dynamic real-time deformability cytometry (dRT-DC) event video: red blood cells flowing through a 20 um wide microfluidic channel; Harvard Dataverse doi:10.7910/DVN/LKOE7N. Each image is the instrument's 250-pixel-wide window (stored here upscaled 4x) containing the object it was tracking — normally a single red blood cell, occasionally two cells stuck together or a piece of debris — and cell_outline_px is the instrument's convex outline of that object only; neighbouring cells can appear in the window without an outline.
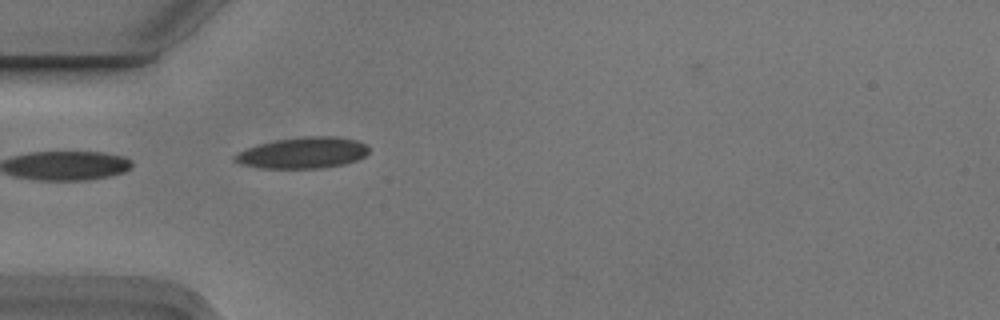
{"species": "Egyptian fruit bat (a non-hibernating species)", "species_latin": "Rousettus aegyptiacus", "temperature_condition": "cold", "stored_images_in_passage": 5, "camera_frame_rate_fps": 3000, "um_per_image_px": 0.085, "animal": {"sex": "male"}, "frame": {"image": 1, "passage_image": 5, "time_ms": 1.333, "image_size_px": [1000, 320], "cell_outline_px": [[368, 152], [364, 156], [356, 160], [344, 164], [320, 168], [260, 168], [240, 164], [232, 160], [232, 156], [248, 148], [260, 144], [276, 140], [304, 136], [336, 136], [356, 140], [364, 144], [368, 148]], "centroid_in_image_um": [25.73, 12.99], "position_along_channel_um": 59.3, "area_um2": 24.22}}